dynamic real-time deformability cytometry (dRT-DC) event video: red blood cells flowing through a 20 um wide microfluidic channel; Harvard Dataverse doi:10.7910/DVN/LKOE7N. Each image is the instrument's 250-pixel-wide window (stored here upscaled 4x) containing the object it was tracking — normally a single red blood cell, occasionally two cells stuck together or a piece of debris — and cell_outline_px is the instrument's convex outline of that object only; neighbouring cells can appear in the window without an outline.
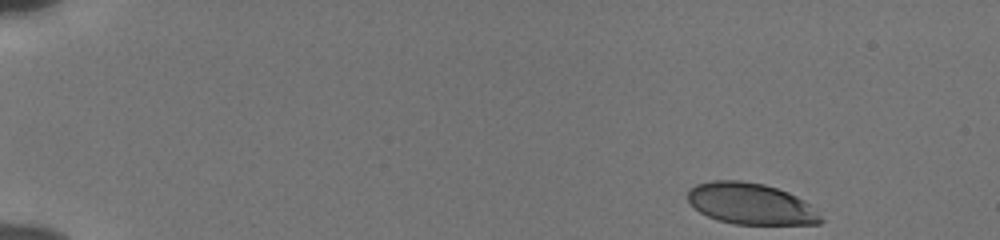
{"species": "human", "species_latin": "Homo sapiens", "temperature_condition": "cold", "stored_images_in_passage": 49, "camera_frame_rate_fps": 3000, "um_per_image_px": 0.085, "donor": {"sex": "male"}, "frame": {"image": 1, "passage_image": 1, "time_ms": 0.0, "image_size_px": [1000, 240], "cell_outline_px": [[824, 220], [820, 224], [736, 224], [720, 220], [708, 216], [700, 212], [688, 200], [688, 192], [696, 184], [712, 180], [740, 180], [764, 184], [788, 192], [804, 200]], "centroid_in_image_um": [63.81, 17.31], "position_along_channel_um": 21.2, "area_um2": 31.67}}
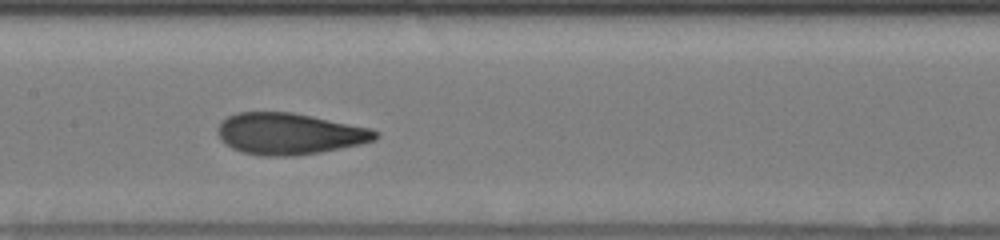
{"frame": {"image": 2, "passage_image": 24, "time_ms": 7.667, "image_size_px": [1000, 240], "cell_outline_px": [[380, 136], [376, 140], [360, 144], [320, 152], [296, 156], [260, 156], [240, 152], [232, 148], [220, 140], [216, 132], [216, 128], [220, 120], [236, 112], [292, 112], [312, 116], [368, 128], [380, 132]], "centroid_in_image_um": [24.53, 11.37], "position_along_channel_um": 182.9, "area_um2": 38.38}}
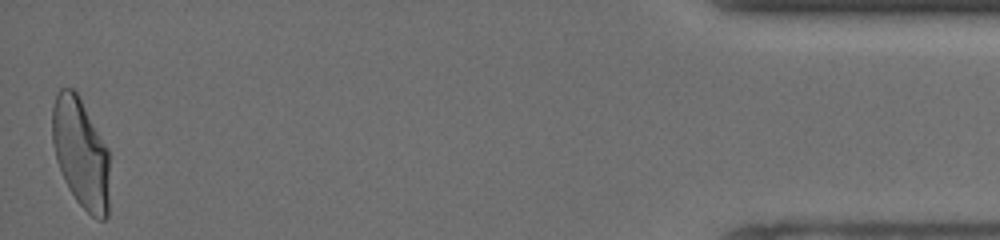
{"frame": {"image": 3, "passage_image": 49, "time_ms": 16.0, "image_size_px": [1000, 240], "cell_outline_px": [[108, 216], [104, 220], [96, 220], [76, 200], [68, 188], [64, 180], [56, 160], [52, 140], [52, 108], [56, 92], [60, 88], [72, 88], [76, 92], [108, 148]], "centroid_in_image_um": [6.85, 13.02], "position_along_channel_um": 428.4, "area_um2": 36.59}, "authors_computed_cell_mechanics": {"area_um2": 37.1076, "velocity_mm_per_s": 3.8389, "shape_relaxation_time_tau1_ms": 3.9168, "shape_relaxation_time_tau2_ms": 0.8545, "deformation_change_tau1": 0.1646, "deformation_change_tau2": 0.0584}}